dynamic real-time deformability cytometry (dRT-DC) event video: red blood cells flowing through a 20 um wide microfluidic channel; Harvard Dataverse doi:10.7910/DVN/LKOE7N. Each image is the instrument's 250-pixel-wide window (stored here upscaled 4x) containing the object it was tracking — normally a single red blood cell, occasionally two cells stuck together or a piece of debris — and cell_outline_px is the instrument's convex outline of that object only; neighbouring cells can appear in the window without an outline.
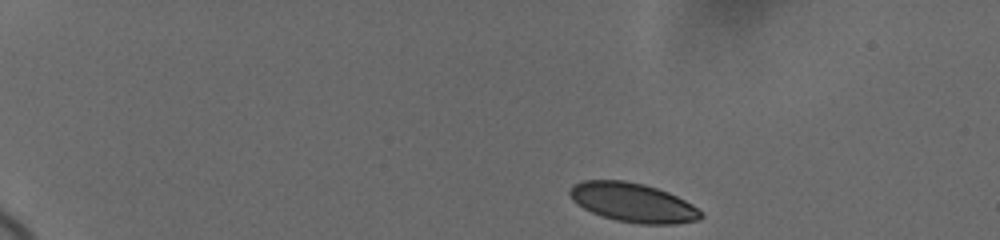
{"species": "human", "species_latin": "Homo sapiens", "temperature_condition": "cold", "stored_images_in_passage": 16, "camera_frame_rate_fps": 3000, "um_per_image_px": 0.085, "donor": {"sex": "female"}, "frame": {"image": 1, "passage_image": 1, "time_ms": 0.0, "image_size_px": [1000, 240], "cell_outline_px": [[704, 216], [700, 220], [676, 224], [640, 224], [616, 220], [592, 212], [584, 208], [572, 200], [568, 192], [572, 184], [584, 180], [624, 180], [644, 184], [668, 192], [692, 204]], "centroid_in_image_um": [53.79, 17.21], "position_along_channel_um": 31.2, "area_um2": 29.82}}
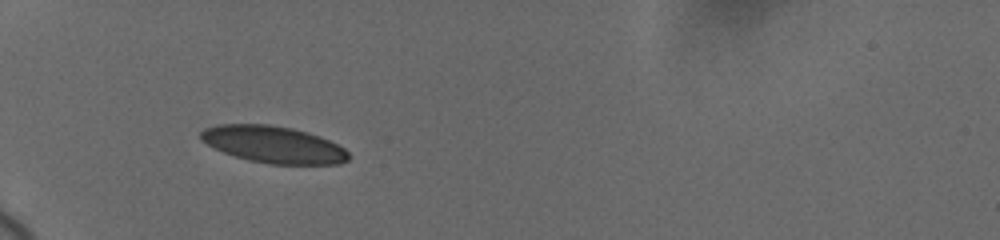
{"frame": {"image": 2, "passage_image": 15, "time_ms": 3.333, "image_size_px": [1000, 240], "cell_outline_px": [[348, 160], [340, 164], [268, 164], [248, 160], [224, 152], [200, 140], [200, 132], [204, 128], [216, 124], [268, 124], [292, 128], [308, 132], [320, 136], [344, 148], [348, 152]], "centroid_in_image_um": [23.23, 12.28], "position_along_channel_um": 61.8, "area_um2": 31.73}}